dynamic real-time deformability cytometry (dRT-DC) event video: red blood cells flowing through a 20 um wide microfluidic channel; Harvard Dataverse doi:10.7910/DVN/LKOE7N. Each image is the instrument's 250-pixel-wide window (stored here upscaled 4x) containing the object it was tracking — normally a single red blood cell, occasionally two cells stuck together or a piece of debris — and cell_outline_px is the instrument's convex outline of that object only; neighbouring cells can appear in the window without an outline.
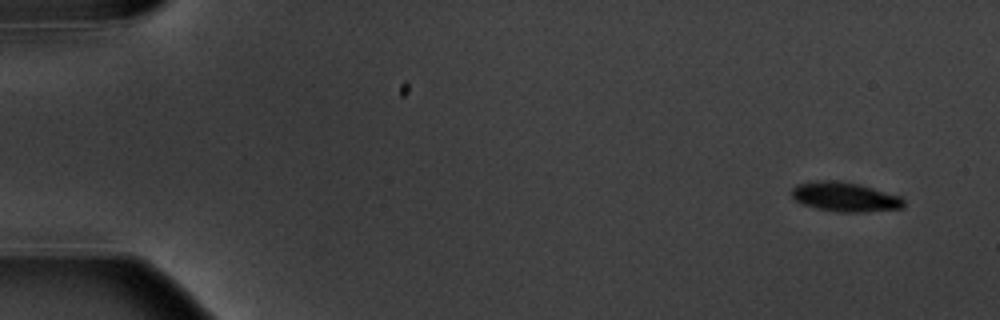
{"species": "common noctule bat (a hibernating species)", "species_latin": "Nyctalus noctula", "temperature_condition": "warm", "stored_images_in_passage": 6, "segment_of_instrument_passage": [1, 2], "camera_frame_rate_fps": 3000, "um_per_image_px": 0.085, "animal": {"sex": "male", "body_mass_g": 20.1, "forearm_length_mm": 53.5}, "frame": {"image": 1, "passage_image": 1, "time_ms": 0.0, "image_size_px": [1000, 320], "cell_outline_px": [[904, 208], [864, 212], [840, 212], [816, 208], [804, 204], [796, 200], [792, 196], [792, 188], [796, 184], [816, 180], [836, 180], [856, 184], [872, 188], [900, 196], [904, 200]], "centroid_in_image_um": [71.81, 16.73], "position_along_channel_um": 13.2, "area_um2": 19.07}}
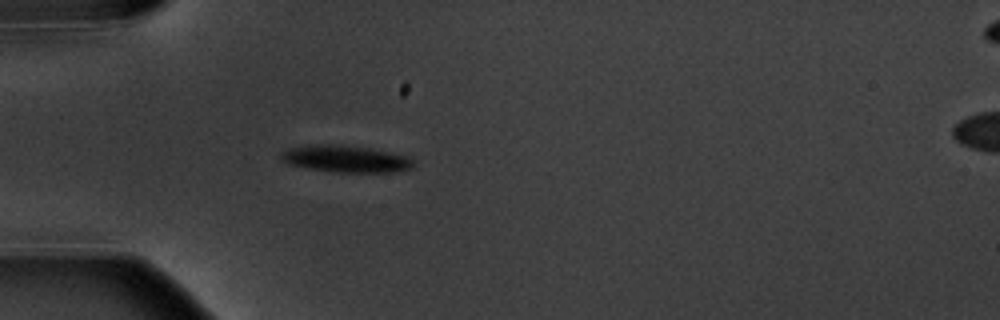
{"frame": {"image": 2, "passage_image": 5, "time_ms": 4.667, "image_size_px": [1000, 320], "cell_outline_px": [[416, 160], [412, 168], [400, 172], [336, 172], [308, 168], [288, 164], [280, 160], [280, 152], [288, 148], [308, 144], [332, 144], [368, 148], [408, 156]], "centroid_in_image_um": [29.38, 13.5], "position_along_channel_um": 55.6, "area_um2": 20.98}}